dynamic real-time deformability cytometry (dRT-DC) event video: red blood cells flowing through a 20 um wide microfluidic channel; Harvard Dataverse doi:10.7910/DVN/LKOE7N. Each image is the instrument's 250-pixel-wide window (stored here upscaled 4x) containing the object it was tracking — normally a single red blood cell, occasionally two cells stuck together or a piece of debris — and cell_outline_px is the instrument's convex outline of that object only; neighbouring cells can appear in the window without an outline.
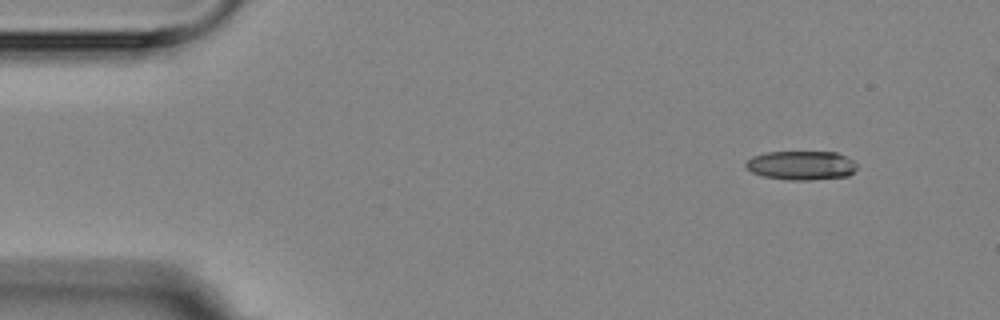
{"species": "Egyptian fruit bat (a non-hibernating species)", "species_latin": "Rousettus aegyptiacus", "temperature_condition": "room temperature", "stored_images_in_passage": 3, "camera_frame_rate_fps": 3000, "um_per_image_px": 0.085, "animal": {"sex": "female"}, "frame": {"image": 1, "passage_image": 1, "time_ms": 0.0, "image_size_px": [1000, 320], "cell_outline_px": [[856, 168], [848, 176], [808, 180], [788, 180], [764, 176], [752, 172], [744, 168], [744, 164], [752, 156], [764, 152], [836, 152], [852, 160], [856, 164]], "centroid_in_image_um": [68.06, 14.05], "position_along_channel_um": 16.9, "area_um2": 18.79}}
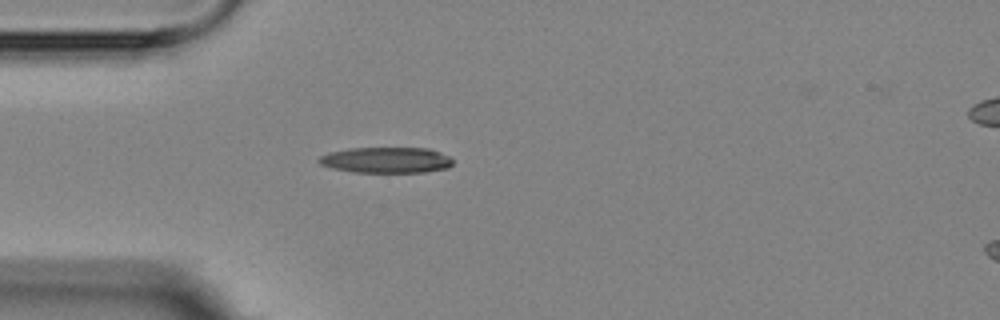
{"frame": {"image": 2, "passage_image": 3, "time_ms": 3.333, "image_size_px": [1000, 320], "cell_outline_px": [[452, 164], [448, 168], [424, 172], [352, 172], [332, 168], [320, 164], [316, 160], [320, 156], [328, 152], [348, 148], [428, 148], [440, 152], [448, 156], [452, 160]], "centroid_in_image_um": [32.8, 13.6], "position_along_channel_um": 52.2, "area_um2": 20.23}}